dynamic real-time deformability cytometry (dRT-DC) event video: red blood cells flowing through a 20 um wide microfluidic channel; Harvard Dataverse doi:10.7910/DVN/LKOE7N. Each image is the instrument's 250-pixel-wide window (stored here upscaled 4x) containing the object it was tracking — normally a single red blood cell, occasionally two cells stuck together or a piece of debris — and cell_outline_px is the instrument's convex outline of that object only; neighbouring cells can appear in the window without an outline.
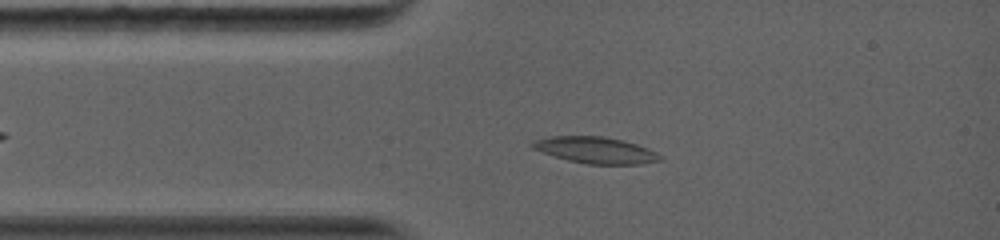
{"species": "common noctule bat (a hibernating species)", "species_latin": "Nyctalus noctula", "temperature_condition": "warm", "stored_images_in_passage": 64, "camera_frame_rate_fps": 5000, "um_per_image_px": 0.085, "animal": {"sex": "female", "body_mass_g": 19.0, "forearm_length_mm": 56.7}, "frame": {"image": 1, "passage_image": 14, "time_ms": 2.2, "image_size_px": [1000, 240], "cell_outline_px": [[664, 160], [640, 164], [588, 164], [568, 160], [532, 148], [528, 144], [532, 140], [552, 136], [604, 136], [624, 140], [648, 148], [656, 152]], "centroid_in_image_um": [50.63, 12.75], "position_along_channel_um": 34.4, "area_um2": 19.65}}
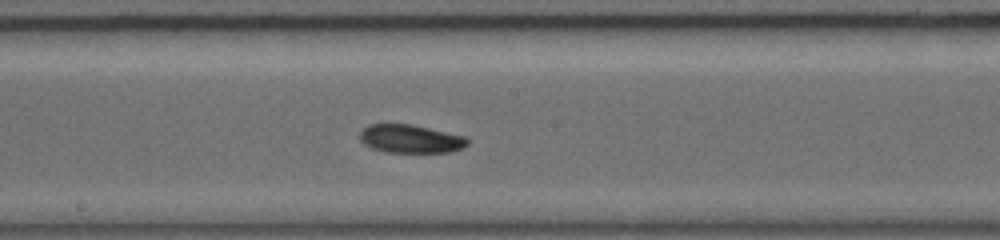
{"frame": {"image": 2, "passage_image": 42, "time_ms": 6.8, "image_size_px": [1000, 240], "cell_outline_px": [[468, 144], [452, 152], [384, 152], [372, 148], [364, 144], [360, 140], [360, 132], [368, 124], [408, 124], [428, 128], [464, 136], [468, 140]], "centroid_in_image_um": [34.86, 11.8], "position_along_channel_um": 213.3, "area_um2": 17.57}}
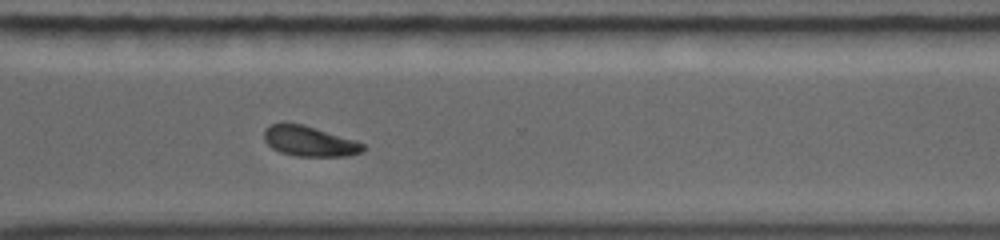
{"frame": {"image": 3, "passage_image": 62, "time_ms": 10.0, "image_size_px": [1000, 240], "cell_outline_px": [[364, 148], [360, 152], [348, 156], [296, 156], [280, 152], [272, 148], [264, 140], [264, 128], [272, 124], [304, 124], [356, 140], [364, 144]], "centroid_in_image_um": [26.3, 12.01], "position_along_channel_um": 344.3, "area_um2": 17.34}, "authors_computed_cell_mechanics": {"area_um2": 18.1492, "velocity_mm_per_s": 4.0908, "shape_relaxation_time_tau1_ms": null, "shape_relaxation_time_tau2_ms": 6.9643, "deformation_change_tau1": null, "deformation_change_tau2": 0.103}}